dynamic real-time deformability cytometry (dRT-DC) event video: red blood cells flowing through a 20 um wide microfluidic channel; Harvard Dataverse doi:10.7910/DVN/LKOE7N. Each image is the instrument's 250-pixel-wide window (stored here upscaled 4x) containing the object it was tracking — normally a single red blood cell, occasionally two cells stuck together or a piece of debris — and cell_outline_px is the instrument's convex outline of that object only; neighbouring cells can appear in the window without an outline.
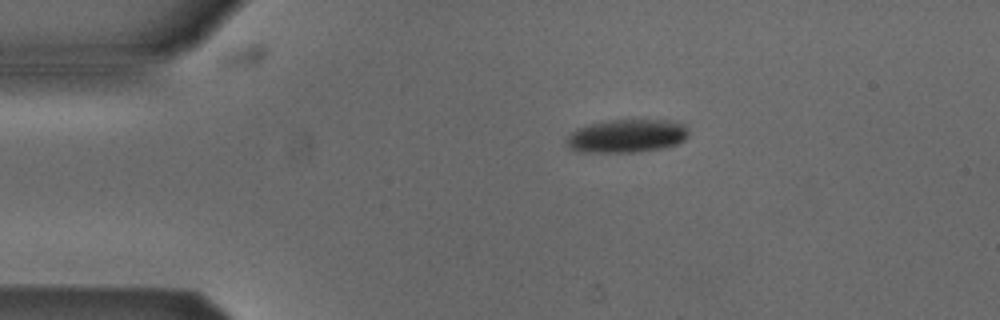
{"species": "Egyptian fruit bat (a non-hibernating species)", "species_latin": "Rousettus aegyptiacus", "temperature_condition": "cold", "stored_images_in_passage": 4, "camera_frame_rate_fps": 3000, "um_per_image_px": 0.085, "animal": {"sex": "male"}, "frame": {"image": 1, "passage_image": 1, "time_ms": 0.0, "image_size_px": [1000, 320], "cell_outline_px": [[688, 136], [684, 140], [676, 144], [660, 148], [636, 152], [576, 152], [564, 140], [576, 128], [588, 124], [608, 120], [664, 120], [684, 124], [688, 132]], "centroid_in_image_um": [53.24, 11.55], "position_along_channel_um": 31.8, "area_um2": 23.58}}
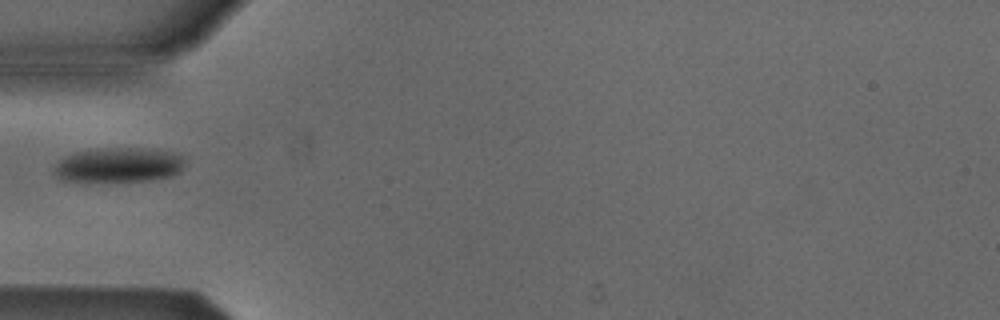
{"frame": {"image": 2, "passage_image": 3, "time_ms": 2.333, "image_size_px": [1000, 320], "cell_outline_px": [[184, 164], [180, 172], [172, 176], [148, 180], [64, 180], [56, 176], [56, 164], [64, 156], [76, 152], [100, 148], [156, 148], [176, 152], [184, 156]], "centroid_in_image_um": [10.19, 13.98], "position_along_channel_um": 74.8, "area_um2": 26.24}}